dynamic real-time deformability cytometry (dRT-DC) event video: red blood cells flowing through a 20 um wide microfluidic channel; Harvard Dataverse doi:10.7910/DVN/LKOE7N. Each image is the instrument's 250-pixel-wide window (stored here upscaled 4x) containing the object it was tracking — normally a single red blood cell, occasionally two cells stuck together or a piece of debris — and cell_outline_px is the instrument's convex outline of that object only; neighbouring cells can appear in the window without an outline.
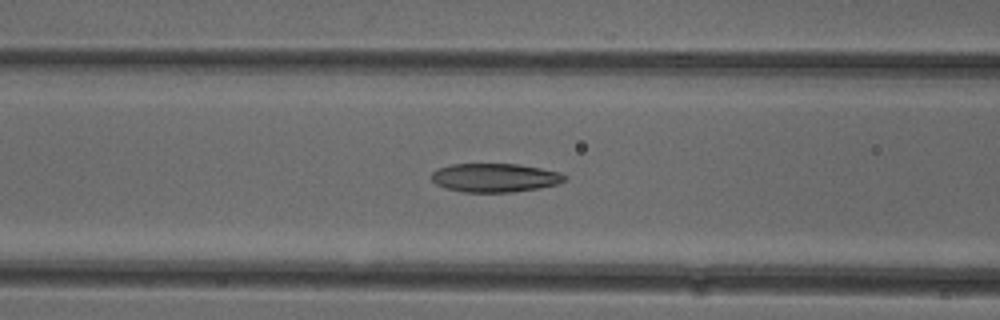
{"species": "common noctule bat (a hibernating species)", "species_latin": "Nyctalus noctula", "temperature_condition": "cold", "stored_images_in_passage": 40, "camera_frame_rate_fps": 3000, "um_per_image_px": 0.085, "animal": {"sex": "female"}, "frame": {"image": 1, "passage_image": 20, "time_ms": 6.333, "image_size_px": [1000, 320], "cell_outline_px": [[568, 180], [556, 184], [540, 188], [512, 192], [464, 192], [444, 188], [436, 184], [432, 180], [432, 172], [436, 168], [452, 164], [520, 164], [560, 172], [568, 176]], "centroid_in_image_um": [42.08, 15.1], "position_along_channel_um": 124.5, "area_um2": 22.48}}
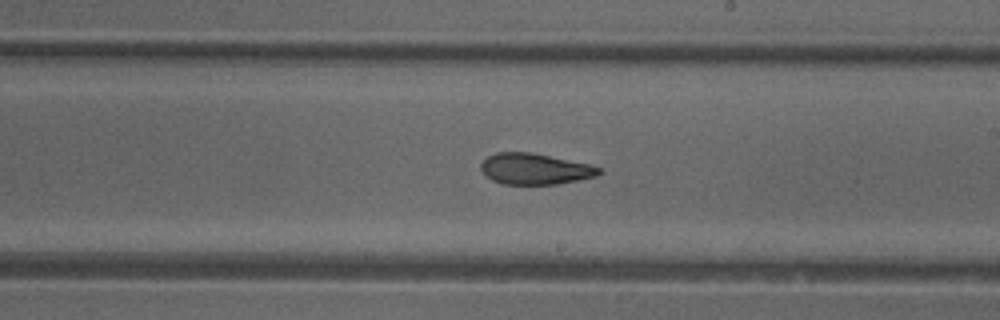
{"frame": {"image": 2, "passage_image": 29, "time_ms": 9.333, "image_size_px": [1000, 320], "cell_outline_px": [[604, 172], [596, 176], [556, 184], [504, 184], [492, 180], [484, 176], [480, 168], [480, 164], [488, 156], [496, 152], [532, 152], [592, 164], [600, 168]], "centroid_in_image_um": [45.47, 14.35], "position_along_channel_um": 243.5, "area_um2": 21.56}}
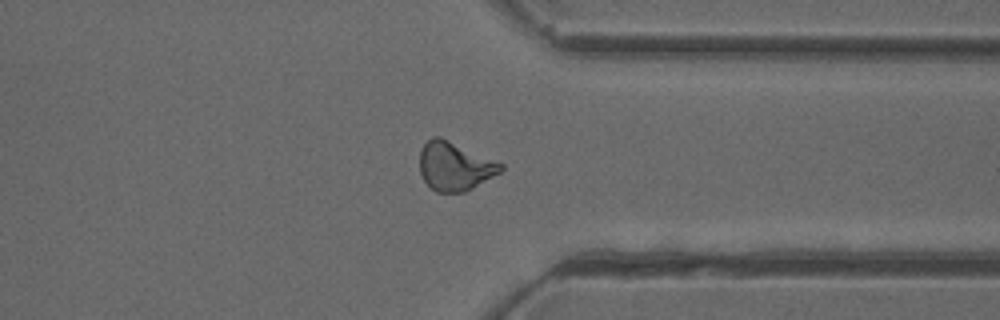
{"frame": {"image": 3, "passage_image": 39, "time_ms": 12.667, "image_size_px": [1000, 320], "cell_outline_px": [[504, 168], [500, 172], [472, 188], [464, 192], [436, 192], [424, 180], [420, 172], [420, 152], [424, 144], [432, 136], [440, 136], [504, 164]], "centroid_in_image_um": [38.64, 14.12], "position_along_channel_um": 372.8, "area_um2": 22.77}}